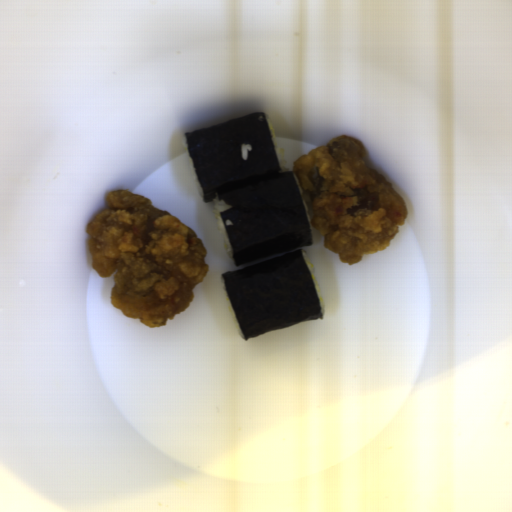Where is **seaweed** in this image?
<instances>
[{
    "mask_svg": "<svg viewBox=\"0 0 512 512\" xmlns=\"http://www.w3.org/2000/svg\"><path fill=\"white\" fill-rule=\"evenodd\" d=\"M184 135L203 202L230 207L220 215L235 266L313 245L297 180L282 172L264 112ZM243 144L252 147L245 161Z\"/></svg>",
    "mask_w": 512,
    "mask_h": 512,
    "instance_id": "1faa68ee",
    "label": "seaweed"
},
{
    "mask_svg": "<svg viewBox=\"0 0 512 512\" xmlns=\"http://www.w3.org/2000/svg\"><path fill=\"white\" fill-rule=\"evenodd\" d=\"M221 277L244 341L323 317L302 249Z\"/></svg>",
    "mask_w": 512,
    "mask_h": 512,
    "instance_id": "45ffbabd",
    "label": "seaweed"
}]
</instances>
